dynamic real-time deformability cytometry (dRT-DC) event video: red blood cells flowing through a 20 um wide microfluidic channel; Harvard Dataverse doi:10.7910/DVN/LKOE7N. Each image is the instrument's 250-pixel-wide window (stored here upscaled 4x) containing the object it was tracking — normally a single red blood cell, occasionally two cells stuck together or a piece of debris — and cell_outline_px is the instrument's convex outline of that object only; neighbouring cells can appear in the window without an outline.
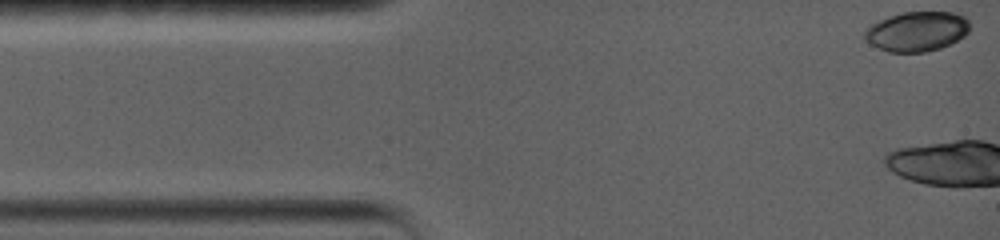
{"species": "common noctule bat (a hibernating species)", "species_latin": "Nyctalus noctula", "temperature_condition": "warm", "stored_images_in_passage": 3, "camera_frame_rate_fps": 5000, "um_per_image_px": 0.085, "animal": {"sex": "female", "body_mass_g": 19.0, "forearm_length_mm": 56.7}, "frame": {"image": 1, "passage_image": 1, "time_ms": 0.0, "image_size_px": [1000, 240], "cell_outline_px": [[968, 32], [964, 36], [940, 48], [924, 52], [888, 52], [864, 40], [864, 32], [872, 24], [888, 16], [904, 12], [952, 12], [964, 16], [968, 20]], "centroid_in_image_um": [77.92, 2.66], "position_along_channel_um": 7.1, "area_um2": 24.1}}